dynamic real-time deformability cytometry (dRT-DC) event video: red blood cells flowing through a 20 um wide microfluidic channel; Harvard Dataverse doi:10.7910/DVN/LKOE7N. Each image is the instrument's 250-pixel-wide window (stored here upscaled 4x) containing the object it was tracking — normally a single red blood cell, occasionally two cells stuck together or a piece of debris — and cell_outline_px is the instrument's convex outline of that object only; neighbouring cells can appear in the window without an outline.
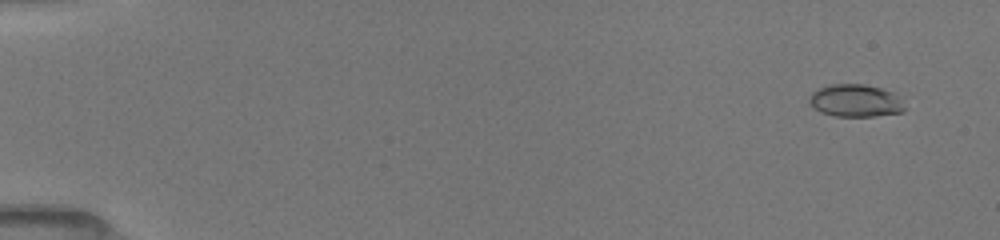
{"species": "common noctule bat (a hibernating species)", "species_latin": "Nyctalus noctula", "temperature_condition": "room temperature", "stored_images_in_passage": 50, "camera_frame_rate_fps": 3000, "um_per_image_px": 0.085, "animal": {"sex": "female", "body_mass_g": 19.5, "forearm_length_mm": 54.1}, "frame": {"image": 1, "passage_image": 2, "time_ms": 0.333, "image_size_px": [1000, 240], "cell_outline_px": [[904, 112], [876, 116], [832, 116], [820, 112], [808, 100], [808, 96], [812, 92], [828, 84], [864, 84], [880, 88], [892, 92], [900, 100], [904, 108]], "centroid_in_image_um": [72.68, 8.56], "position_along_channel_um": 12.3, "area_um2": 17.98}}
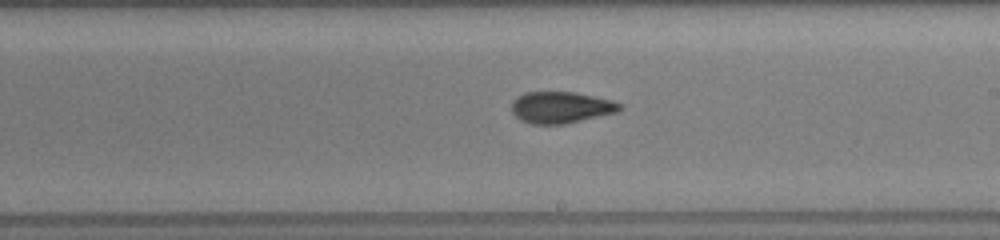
{"frame": {"image": 2, "passage_image": 30, "time_ms": 9.667, "image_size_px": [1000, 240], "cell_outline_px": [[624, 108], [616, 112], [564, 124], [532, 124], [520, 120], [512, 112], [512, 100], [516, 96], [524, 92], [576, 92], [612, 100], [624, 104]], "centroid_in_image_um": [47.68, 9.12], "position_along_channel_um": 241.3, "area_um2": 20.0}}
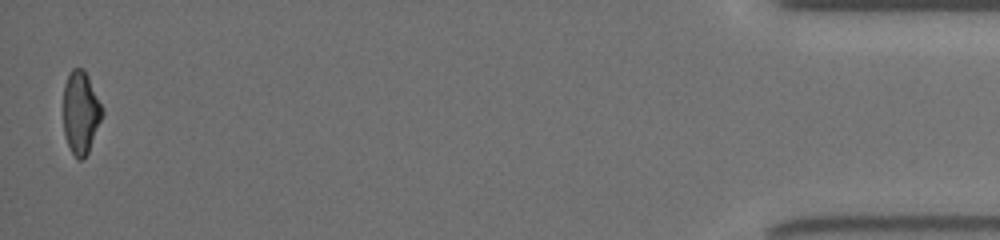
{"frame": {"image": 3, "passage_image": 50, "time_ms": 16.333, "image_size_px": [1000, 240], "cell_outline_px": [[104, 112], [88, 152], [80, 160], [76, 160], [68, 144], [64, 132], [64, 84], [68, 72], [72, 68], [84, 68], [104, 108]], "centroid_in_image_um": [6.87, 9.52], "position_along_channel_um": 428.3, "area_um2": 18.79}, "authors_computed_cell_mechanics": {"area_um2": 19.5364, "velocity_mm_per_s": 4.0351, "shape_relaxation_time_tau1_ms": 4.9158, "shape_relaxation_time_tau2_ms": 2.2606, "deformation_change_tau1": 0.1663, "deformation_change_tau2": 0.0938}}